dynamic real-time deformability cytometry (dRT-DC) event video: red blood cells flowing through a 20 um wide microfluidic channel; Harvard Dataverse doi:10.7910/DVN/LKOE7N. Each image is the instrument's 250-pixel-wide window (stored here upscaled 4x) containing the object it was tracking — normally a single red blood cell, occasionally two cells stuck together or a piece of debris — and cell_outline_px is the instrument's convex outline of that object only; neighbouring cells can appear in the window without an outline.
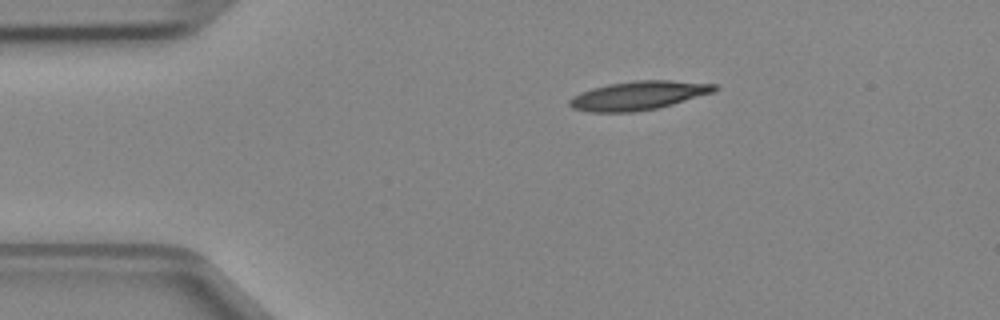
{"species": "Egyptian fruit bat (a non-hibernating species)", "species_latin": "Rousettus aegyptiacus", "temperature_condition": "cold", "stored_images_in_passage": 4, "camera_frame_rate_fps": 3000, "um_per_image_px": 0.085, "animal": {"sex": "female"}, "frame": {"image": 1, "passage_image": 4, "time_ms": 1.0, "image_size_px": [1000, 320], "cell_outline_px": [[720, 88], [716, 92], [672, 104], [656, 108], [632, 112], [588, 112], [572, 108], [568, 104], [568, 100], [572, 96], [580, 92], [592, 88], [608, 84], [636, 80], [668, 80], [716, 84]], "centroid_in_image_um": [54.26, 8.11], "position_along_channel_um": 30.7, "area_um2": 24.45}}